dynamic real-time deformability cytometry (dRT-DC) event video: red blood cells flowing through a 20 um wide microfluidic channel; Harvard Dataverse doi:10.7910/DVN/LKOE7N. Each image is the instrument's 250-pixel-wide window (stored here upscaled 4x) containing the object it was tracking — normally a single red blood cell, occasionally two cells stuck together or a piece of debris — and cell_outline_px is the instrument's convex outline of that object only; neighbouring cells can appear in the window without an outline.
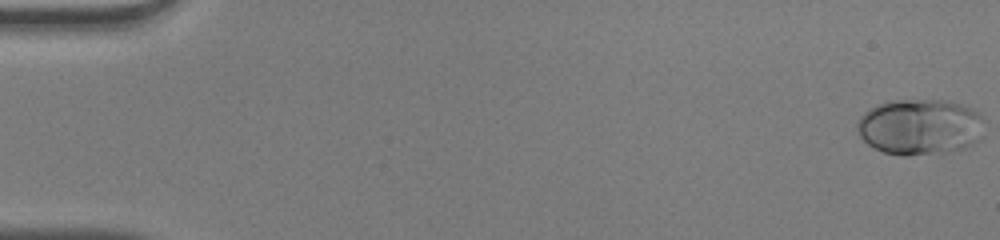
{"species": "human", "species_latin": "Homo sapiens", "temperature_condition": "warm", "stored_images_in_passage": 51, "camera_frame_rate_fps": 3000, "um_per_image_px": 0.085, "donor": {"sex": "male"}, "frame": {"image": 1, "passage_image": 1, "time_ms": 0.0, "image_size_px": [1000, 240], "cell_outline_px": [[984, 136], [980, 140], [964, 148], [944, 152], [908, 156], [904, 156], [884, 152], [868, 144], [860, 136], [856, 128], [856, 124], [860, 116], [868, 108], [876, 104], [888, 100], [948, 100], [972, 108], [984, 120]], "centroid_in_image_um": [78.2, 10.77], "position_along_channel_um": 6.8, "area_um2": 41.96}}
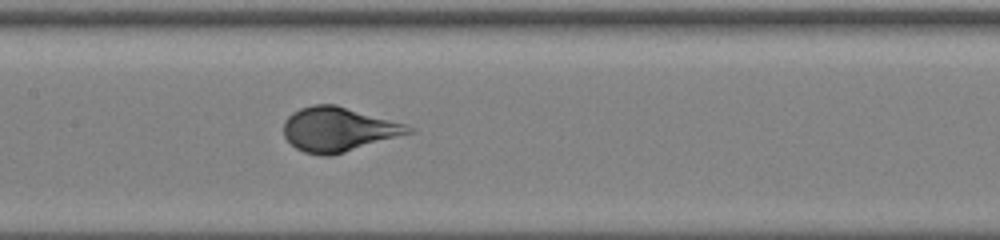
{"frame": {"image": 2, "passage_image": 26, "time_ms": 8.333, "image_size_px": [1000, 240], "cell_outline_px": [[416, 132], [332, 156], [320, 156], [304, 152], [296, 148], [284, 136], [284, 120], [292, 112], [300, 108], [312, 104], [336, 104], [408, 124], [416, 128]], "centroid_in_image_um": [28.81, 10.99], "position_along_channel_um": 178.6, "area_um2": 32.83}}
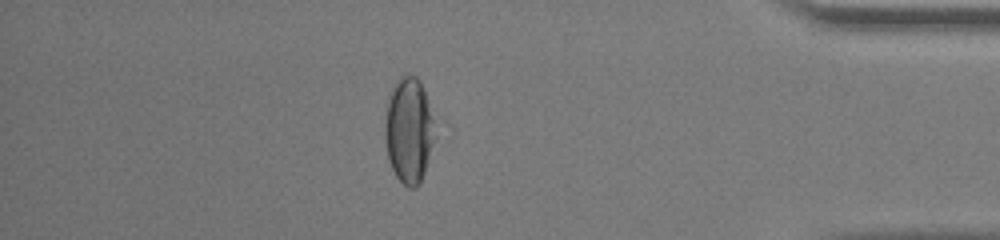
{"frame": {"image": 3, "passage_image": 45, "time_ms": 14.667, "image_size_px": [1000, 240], "cell_outline_px": [[440, 128], [420, 184], [416, 188], [408, 188], [396, 176], [388, 160], [384, 136], [384, 124], [388, 96], [396, 80], [400, 76], [408, 72], [416, 76], [420, 80], [440, 124]], "centroid_in_image_um": [34.82, 11.02], "position_along_channel_um": 400.4, "area_um2": 32.48}, "authors_computed_cell_mechanics": {"area_um2": 34.5644, "velocity_mm_per_s": 4.0472, "shape_relaxation_time_tau1_ms": 2.8429, "shape_relaxation_time_tau2_ms": null, "deformation_change_tau1": 0.1888, "deformation_change_tau2": null}}